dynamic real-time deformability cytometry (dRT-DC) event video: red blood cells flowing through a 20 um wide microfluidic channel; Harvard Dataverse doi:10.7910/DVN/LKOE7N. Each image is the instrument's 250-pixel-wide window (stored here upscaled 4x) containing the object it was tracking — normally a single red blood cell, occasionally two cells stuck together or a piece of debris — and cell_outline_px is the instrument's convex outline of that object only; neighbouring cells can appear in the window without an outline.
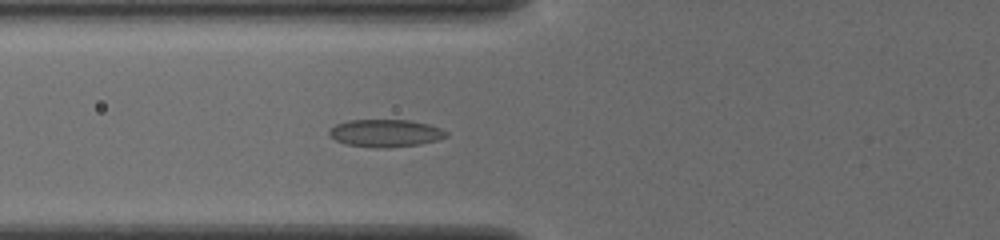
{"species": "common noctule bat (a hibernating species)", "species_latin": "Nyctalus noctula", "temperature_condition": "cold", "stored_images_in_passage": 55, "camera_frame_rate_fps": 3000, "um_per_image_px": 0.085, "animal": {"sex": "female", "body_mass_g": 19.5, "forearm_length_mm": 54.1}, "frame": {"image": 1, "passage_image": 23, "time_ms": 7.333, "image_size_px": [1000, 240], "cell_outline_px": [[448, 136], [436, 140], [420, 144], [388, 148], [376, 148], [348, 144], [336, 140], [328, 136], [328, 132], [336, 124], [348, 120], [408, 120], [428, 124], [440, 128], [448, 132]], "centroid_in_image_um": [32.76, 11.32], "position_along_channel_um": 93.0, "area_um2": 18.73}}
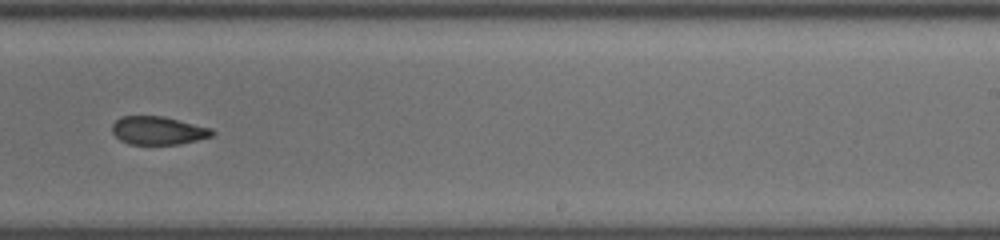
{"frame": {"image": 2, "passage_image": 37, "time_ms": 12.0, "image_size_px": [1000, 240], "cell_outline_px": [[216, 132], [212, 136], [180, 144], [128, 144], [120, 140], [112, 132], [112, 124], [120, 116], [164, 116], [212, 128]], "centroid_in_image_um": [13.44, 11.09], "position_along_channel_um": 275.6, "area_um2": 16.53}}
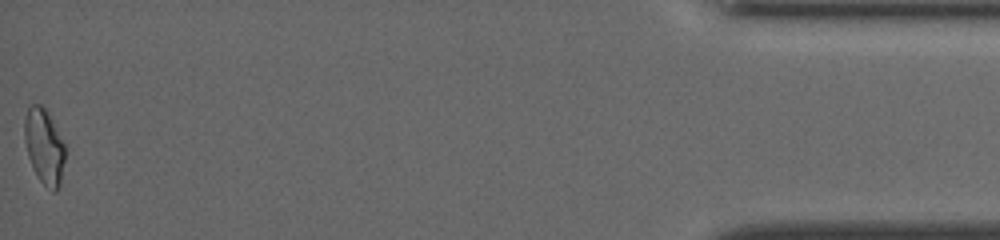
{"frame": {"image": 3, "passage_image": 55, "time_ms": 18.0, "image_size_px": [1000, 240], "cell_outline_px": [[68, 144], [60, 184], [56, 192], [52, 192], [40, 180], [28, 156], [24, 140], [24, 120], [28, 108], [32, 104], [40, 104], [48, 112]], "centroid_in_image_um": [3.81, 12.42], "position_along_channel_um": 431.4, "area_um2": 18.32}, "authors_computed_cell_mechanics": {"area_um2": 17.629, "velocity_mm_per_s": 3.9221, "shape_relaxation_time_tau1_ms": null, "shape_relaxation_time_tau2_ms": 1.7426, "deformation_change_tau1": null, "deformation_change_tau2": 0.0701}}